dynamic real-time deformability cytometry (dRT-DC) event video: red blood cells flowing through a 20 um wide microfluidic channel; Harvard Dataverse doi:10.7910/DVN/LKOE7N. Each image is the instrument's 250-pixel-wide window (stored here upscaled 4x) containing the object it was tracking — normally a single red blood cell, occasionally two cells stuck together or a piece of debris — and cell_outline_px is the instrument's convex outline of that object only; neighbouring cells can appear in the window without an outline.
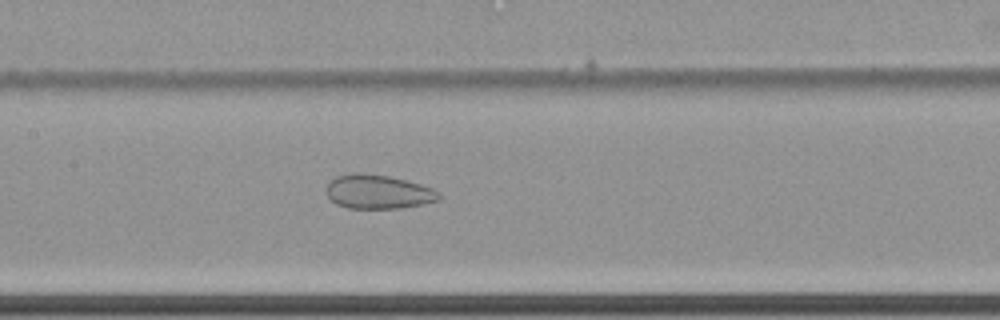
{"species": "common noctule bat (a hibernating species)", "species_latin": "Nyctalus noctula", "temperature_condition": "cold", "stored_images_in_passage": 64, "camera_frame_rate_fps": 3000, "um_per_image_px": 0.085, "animal": {"sex": "female", "body_mass_g": 22.7, "forearm_length_mm": 54.2}, "frame": {"image": 1, "passage_image": 34, "time_ms": 11.0, "image_size_px": [1000, 320], "cell_outline_px": [[440, 200], [424, 204], [400, 208], [348, 208], [336, 204], [324, 192], [328, 184], [336, 176], [360, 172], [388, 176], [420, 184], [432, 188], [440, 192]], "centroid_in_image_um": [32.14, 16.31], "position_along_channel_um": 175.3, "area_um2": 22.31}}
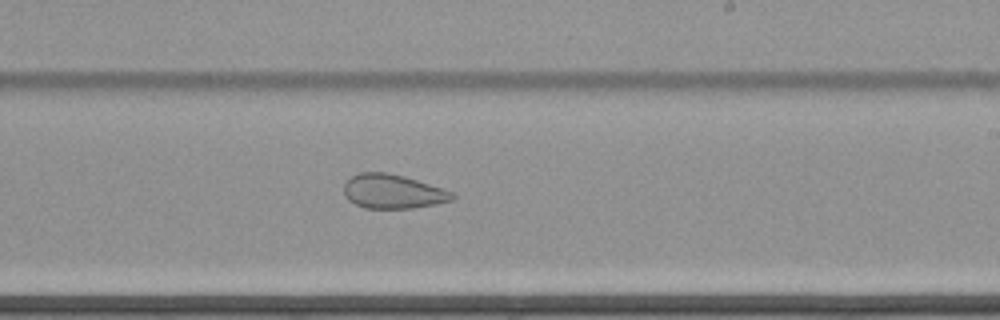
{"frame": {"image": 2, "passage_image": 41, "time_ms": 13.333, "image_size_px": [1000, 320], "cell_outline_px": [[456, 196], [452, 200], [436, 204], [412, 208], [364, 208], [348, 200], [344, 196], [344, 184], [352, 176], [360, 172], [388, 172], [404, 176], [452, 192]], "centroid_in_image_um": [33.36, 16.28], "position_along_channel_um": 255.6, "area_um2": 21.44}}
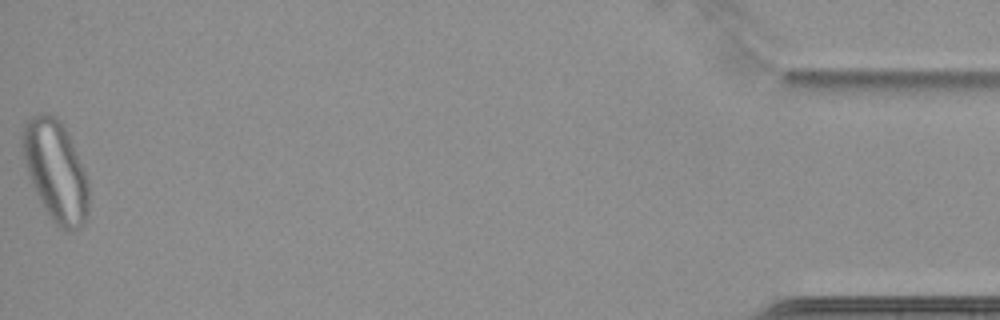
{"frame": {"image": 3, "passage_image": 64, "time_ms": 21.0, "image_size_px": [1000, 320], "cell_outline_px": [[88, 212], [80, 228], [72, 232], [64, 232], [52, 220], [40, 200], [36, 192], [28, 172], [20, 144], [20, 136], [24, 124], [32, 116], [40, 112], [48, 112], [56, 116], [60, 120], [68, 132], [84, 168], [88, 180]], "centroid_in_image_um": [4.73, 14.49], "position_along_channel_um": 430.5, "area_um2": 39.13}}